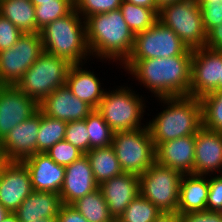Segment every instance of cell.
<instances>
[{
  "label": "cell",
  "instance_id": "37",
  "mask_svg": "<svg viewBox=\"0 0 222 222\" xmlns=\"http://www.w3.org/2000/svg\"><path fill=\"white\" fill-rule=\"evenodd\" d=\"M208 185L206 211L222 212V174L211 176Z\"/></svg>",
  "mask_w": 222,
  "mask_h": 222
},
{
  "label": "cell",
  "instance_id": "33",
  "mask_svg": "<svg viewBox=\"0 0 222 222\" xmlns=\"http://www.w3.org/2000/svg\"><path fill=\"white\" fill-rule=\"evenodd\" d=\"M74 9L73 0H53L35 6L37 33L46 25L69 14Z\"/></svg>",
  "mask_w": 222,
  "mask_h": 222
},
{
  "label": "cell",
  "instance_id": "9",
  "mask_svg": "<svg viewBox=\"0 0 222 222\" xmlns=\"http://www.w3.org/2000/svg\"><path fill=\"white\" fill-rule=\"evenodd\" d=\"M182 173L156 161L139 176L140 194L161 213L177 212Z\"/></svg>",
  "mask_w": 222,
  "mask_h": 222
},
{
  "label": "cell",
  "instance_id": "14",
  "mask_svg": "<svg viewBox=\"0 0 222 222\" xmlns=\"http://www.w3.org/2000/svg\"><path fill=\"white\" fill-rule=\"evenodd\" d=\"M39 110V103L16 86H0V142Z\"/></svg>",
  "mask_w": 222,
  "mask_h": 222
},
{
  "label": "cell",
  "instance_id": "39",
  "mask_svg": "<svg viewBox=\"0 0 222 222\" xmlns=\"http://www.w3.org/2000/svg\"><path fill=\"white\" fill-rule=\"evenodd\" d=\"M202 15L205 31L222 23V3H198Z\"/></svg>",
  "mask_w": 222,
  "mask_h": 222
},
{
  "label": "cell",
  "instance_id": "4",
  "mask_svg": "<svg viewBox=\"0 0 222 222\" xmlns=\"http://www.w3.org/2000/svg\"><path fill=\"white\" fill-rule=\"evenodd\" d=\"M82 19L73 9L41 29L39 33L44 51L65 59L71 65L83 64L84 59L87 61L91 53L87 43L86 22Z\"/></svg>",
  "mask_w": 222,
  "mask_h": 222
},
{
  "label": "cell",
  "instance_id": "43",
  "mask_svg": "<svg viewBox=\"0 0 222 222\" xmlns=\"http://www.w3.org/2000/svg\"><path fill=\"white\" fill-rule=\"evenodd\" d=\"M154 222H182V220L179 213L173 212L162 213Z\"/></svg>",
  "mask_w": 222,
  "mask_h": 222
},
{
  "label": "cell",
  "instance_id": "16",
  "mask_svg": "<svg viewBox=\"0 0 222 222\" xmlns=\"http://www.w3.org/2000/svg\"><path fill=\"white\" fill-rule=\"evenodd\" d=\"M39 110L49 117L69 122L84 120L93 108L64 85L45 97L39 103Z\"/></svg>",
  "mask_w": 222,
  "mask_h": 222
},
{
  "label": "cell",
  "instance_id": "31",
  "mask_svg": "<svg viewBox=\"0 0 222 222\" xmlns=\"http://www.w3.org/2000/svg\"><path fill=\"white\" fill-rule=\"evenodd\" d=\"M161 214L155 205L139 194L116 222H154Z\"/></svg>",
  "mask_w": 222,
  "mask_h": 222
},
{
  "label": "cell",
  "instance_id": "50",
  "mask_svg": "<svg viewBox=\"0 0 222 222\" xmlns=\"http://www.w3.org/2000/svg\"><path fill=\"white\" fill-rule=\"evenodd\" d=\"M47 1H53V0H31L34 6H39L42 4V2H47Z\"/></svg>",
  "mask_w": 222,
  "mask_h": 222
},
{
  "label": "cell",
  "instance_id": "47",
  "mask_svg": "<svg viewBox=\"0 0 222 222\" xmlns=\"http://www.w3.org/2000/svg\"><path fill=\"white\" fill-rule=\"evenodd\" d=\"M10 212L0 204V222H2Z\"/></svg>",
  "mask_w": 222,
  "mask_h": 222
},
{
  "label": "cell",
  "instance_id": "25",
  "mask_svg": "<svg viewBox=\"0 0 222 222\" xmlns=\"http://www.w3.org/2000/svg\"><path fill=\"white\" fill-rule=\"evenodd\" d=\"M0 14L22 33H37L35 6L31 0H0Z\"/></svg>",
  "mask_w": 222,
  "mask_h": 222
},
{
  "label": "cell",
  "instance_id": "11",
  "mask_svg": "<svg viewBox=\"0 0 222 222\" xmlns=\"http://www.w3.org/2000/svg\"><path fill=\"white\" fill-rule=\"evenodd\" d=\"M44 52L40 33L23 34L9 49L0 52V86H16Z\"/></svg>",
  "mask_w": 222,
  "mask_h": 222
},
{
  "label": "cell",
  "instance_id": "46",
  "mask_svg": "<svg viewBox=\"0 0 222 222\" xmlns=\"http://www.w3.org/2000/svg\"><path fill=\"white\" fill-rule=\"evenodd\" d=\"M2 222H20V220L15 213H9Z\"/></svg>",
  "mask_w": 222,
  "mask_h": 222
},
{
  "label": "cell",
  "instance_id": "24",
  "mask_svg": "<svg viewBox=\"0 0 222 222\" xmlns=\"http://www.w3.org/2000/svg\"><path fill=\"white\" fill-rule=\"evenodd\" d=\"M208 177L203 175L183 174L180 182L177 213L206 211L208 197Z\"/></svg>",
  "mask_w": 222,
  "mask_h": 222
},
{
  "label": "cell",
  "instance_id": "40",
  "mask_svg": "<svg viewBox=\"0 0 222 222\" xmlns=\"http://www.w3.org/2000/svg\"><path fill=\"white\" fill-rule=\"evenodd\" d=\"M182 222H222V212L199 211L180 215Z\"/></svg>",
  "mask_w": 222,
  "mask_h": 222
},
{
  "label": "cell",
  "instance_id": "42",
  "mask_svg": "<svg viewBox=\"0 0 222 222\" xmlns=\"http://www.w3.org/2000/svg\"><path fill=\"white\" fill-rule=\"evenodd\" d=\"M57 222H88L80 212L71 205H62L57 215Z\"/></svg>",
  "mask_w": 222,
  "mask_h": 222
},
{
  "label": "cell",
  "instance_id": "23",
  "mask_svg": "<svg viewBox=\"0 0 222 222\" xmlns=\"http://www.w3.org/2000/svg\"><path fill=\"white\" fill-rule=\"evenodd\" d=\"M62 205L57 193L32 191L14 213L20 222L57 218Z\"/></svg>",
  "mask_w": 222,
  "mask_h": 222
},
{
  "label": "cell",
  "instance_id": "32",
  "mask_svg": "<svg viewBox=\"0 0 222 222\" xmlns=\"http://www.w3.org/2000/svg\"><path fill=\"white\" fill-rule=\"evenodd\" d=\"M200 100L202 105V126L222 133V90L206 94Z\"/></svg>",
  "mask_w": 222,
  "mask_h": 222
},
{
  "label": "cell",
  "instance_id": "45",
  "mask_svg": "<svg viewBox=\"0 0 222 222\" xmlns=\"http://www.w3.org/2000/svg\"><path fill=\"white\" fill-rule=\"evenodd\" d=\"M179 1H183V0H155V3H156V6L159 9H161L165 5L172 4Z\"/></svg>",
  "mask_w": 222,
  "mask_h": 222
},
{
  "label": "cell",
  "instance_id": "27",
  "mask_svg": "<svg viewBox=\"0 0 222 222\" xmlns=\"http://www.w3.org/2000/svg\"><path fill=\"white\" fill-rule=\"evenodd\" d=\"M71 206L88 222H116L99 188L77 199Z\"/></svg>",
  "mask_w": 222,
  "mask_h": 222
},
{
  "label": "cell",
  "instance_id": "29",
  "mask_svg": "<svg viewBox=\"0 0 222 222\" xmlns=\"http://www.w3.org/2000/svg\"><path fill=\"white\" fill-rule=\"evenodd\" d=\"M67 122L49 117L41 112L37 138V153H46L57 142L65 139Z\"/></svg>",
  "mask_w": 222,
  "mask_h": 222
},
{
  "label": "cell",
  "instance_id": "13",
  "mask_svg": "<svg viewBox=\"0 0 222 222\" xmlns=\"http://www.w3.org/2000/svg\"><path fill=\"white\" fill-rule=\"evenodd\" d=\"M41 111L16 125L0 142V156L5 161H23L37 153Z\"/></svg>",
  "mask_w": 222,
  "mask_h": 222
},
{
  "label": "cell",
  "instance_id": "36",
  "mask_svg": "<svg viewBox=\"0 0 222 222\" xmlns=\"http://www.w3.org/2000/svg\"><path fill=\"white\" fill-rule=\"evenodd\" d=\"M46 154L57 164L67 166L84 154L65 139L53 145Z\"/></svg>",
  "mask_w": 222,
  "mask_h": 222
},
{
  "label": "cell",
  "instance_id": "22",
  "mask_svg": "<svg viewBox=\"0 0 222 222\" xmlns=\"http://www.w3.org/2000/svg\"><path fill=\"white\" fill-rule=\"evenodd\" d=\"M85 63L84 60L83 64H75L70 67L66 85L74 96L85 101L93 109H97L105 91L94 72L82 68Z\"/></svg>",
  "mask_w": 222,
  "mask_h": 222
},
{
  "label": "cell",
  "instance_id": "6",
  "mask_svg": "<svg viewBox=\"0 0 222 222\" xmlns=\"http://www.w3.org/2000/svg\"><path fill=\"white\" fill-rule=\"evenodd\" d=\"M111 146L124 173L140 176L156 161V149L147 125L114 132Z\"/></svg>",
  "mask_w": 222,
  "mask_h": 222
},
{
  "label": "cell",
  "instance_id": "7",
  "mask_svg": "<svg viewBox=\"0 0 222 222\" xmlns=\"http://www.w3.org/2000/svg\"><path fill=\"white\" fill-rule=\"evenodd\" d=\"M142 98L127 86H121L106 90L97 110L114 132L140 129L146 108Z\"/></svg>",
  "mask_w": 222,
  "mask_h": 222
},
{
  "label": "cell",
  "instance_id": "5",
  "mask_svg": "<svg viewBox=\"0 0 222 222\" xmlns=\"http://www.w3.org/2000/svg\"><path fill=\"white\" fill-rule=\"evenodd\" d=\"M71 66L65 59L44 51L24 73L16 87L40 103L55 89L66 85Z\"/></svg>",
  "mask_w": 222,
  "mask_h": 222
},
{
  "label": "cell",
  "instance_id": "35",
  "mask_svg": "<svg viewBox=\"0 0 222 222\" xmlns=\"http://www.w3.org/2000/svg\"><path fill=\"white\" fill-rule=\"evenodd\" d=\"M84 120L69 121L66 125L65 140L79 149L83 154L89 152V135Z\"/></svg>",
  "mask_w": 222,
  "mask_h": 222
},
{
  "label": "cell",
  "instance_id": "17",
  "mask_svg": "<svg viewBox=\"0 0 222 222\" xmlns=\"http://www.w3.org/2000/svg\"><path fill=\"white\" fill-rule=\"evenodd\" d=\"M221 169L222 133L202 126L195 134L194 175H216L222 173Z\"/></svg>",
  "mask_w": 222,
  "mask_h": 222
},
{
  "label": "cell",
  "instance_id": "21",
  "mask_svg": "<svg viewBox=\"0 0 222 222\" xmlns=\"http://www.w3.org/2000/svg\"><path fill=\"white\" fill-rule=\"evenodd\" d=\"M155 149L158 164L182 174H194L195 135L160 143Z\"/></svg>",
  "mask_w": 222,
  "mask_h": 222
},
{
  "label": "cell",
  "instance_id": "2",
  "mask_svg": "<svg viewBox=\"0 0 222 222\" xmlns=\"http://www.w3.org/2000/svg\"><path fill=\"white\" fill-rule=\"evenodd\" d=\"M87 43L92 56L123 63L130 55L135 35L120 9L89 16L86 20Z\"/></svg>",
  "mask_w": 222,
  "mask_h": 222
},
{
  "label": "cell",
  "instance_id": "10",
  "mask_svg": "<svg viewBox=\"0 0 222 222\" xmlns=\"http://www.w3.org/2000/svg\"><path fill=\"white\" fill-rule=\"evenodd\" d=\"M192 52L172 29L158 20L147 30L135 34L132 51L126 60L168 58L192 55Z\"/></svg>",
  "mask_w": 222,
  "mask_h": 222
},
{
  "label": "cell",
  "instance_id": "34",
  "mask_svg": "<svg viewBox=\"0 0 222 222\" xmlns=\"http://www.w3.org/2000/svg\"><path fill=\"white\" fill-rule=\"evenodd\" d=\"M74 9L86 20L89 16L119 9L122 0H73Z\"/></svg>",
  "mask_w": 222,
  "mask_h": 222
},
{
  "label": "cell",
  "instance_id": "15",
  "mask_svg": "<svg viewBox=\"0 0 222 222\" xmlns=\"http://www.w3.org/2000/svg\"><path fill=\"white\" fill-rule=\"evenodd\" d=\"M32 191L27 167L20 161H6L0 170V204L14 213Z\"/></svg>",
  "mask_w": 222,
  "mask_h": 222
},
{
  "label": "cell",
  "instance_id": "44",
  "mask_svg": "<svg viewBox=\"0 0 222 222\" xmlns=\"http://www.w3.org/2000/svg\"><path fill=\"white\" fill-rule=\"evenodd\" d=\"M137 6H143L149 9H159L156 6L155 0H125Z\"/></svg>",
  "mask_w": 222,
  "mask_h": 222
},
{
  "label": "cell",
  "instance_id": "49",
  "mask_svg": "<svg viewBox=\"0 0 222 222\" xmlns=\"http://www.w3.org/2000/svg\"><path fill=\"white\" fill-rule=\"evenodd\" d=\"M197 3H218L221 4L222 0H195Z\"/></svg>",
  "mask_w": 222,
  "mask_h": 222
},
{
  "label": "cell",
  "instance_id": "38",
  "mask_svg": "<svg viewBox=\"0 0 222 222\" xmlns=\"http://www.w3.org/2000/svg\"><path fill=\"white\" fill-rule=\"evenodd\" d=\"M23 34L10 20L0 14V52L11 48Z\"/></svg>",
  "mask_w": 222,
  "mask_h": 222
},
{
  "label": "cell",
  "instance_id": "3",
  "mask_svg": "<svg viewBox=\"0 0 222 222\" xmlns=\"http://www.w3.org/2000/svg\"><path fill=\"white\" fill-rule=\"evenodd\" d=\"M165 110L147 122L155 148L163 142L195 135L202 127L200 98L176 96L158 98Z\"/></svg>",
  "mask_w": 222,
  "mask_h": 222
},
{
  "label": "cell",
  "instance_id": "12",
  "mask_svg": "<svg viewBox=\"0 0 222 222\" xmlns=\"http://www.w3.org/2000/svg\"><path fill=\"white\" fill-rule=\"evenodd\" d=\"M222 51L197 48L192 52L190 96L201 98L220 91Z\"/></svg>",
  "mask_w": 222,
  "mask_h": 222
},
{
  "label": "cell",
  "instance_id": "48",
  "mask_svg": "<svg viewBox=\"0 0 222 222\" xmlns=\"http://www.w3.org/2000/svg\"><path fill=\"white\" fill-rule=\"evenodd\" d=\"M29 222H57V218H42L40 220H34Z\"/></svg>",
  "mask_w": 222,
  "mask_h": 222
},
{
  "label": "cell",
  "instance_id": "52",
  "mask_svg": "<svg viewBox=\"0 0 222 222\" xmlns=\"http://www.w3.org/2000/svg\"><path fill=\"white\" fill-rule=\"evenodd\" d=\"M6 161L0 156V170L2 168V165L5 163Z\"/></svg>",
  "mask_w": 222,
  "mask_h": 222
},
{
  "label": "cell",
  "instance_id": "8",
  "mask_svg": "<svg viewBox=\"0 0 222 222\" xmlns=\"http://www.w3.org/2000/svg\"><path fill=\"white\" fill-rule=\"evenodd\" d=\"M158 20L178 35L189 49L205 47V31L200 5L195 0H183L163 6Z\"/></svg>",
  "mask_w": 222,
  "mask_h": 222
},
{
  "label": "cell",
  "instance_id": "28",
  "mask_svg": "<svg viewBox=\"0 0 222 222\" xmlns=\"http://www.w3.org/2000/svg\"><path fill=\"white\" fill-rule=\"evenodd\" d=\"M129 29L135 35L145 31L158 21L160 9H149L122 0L119 8Z\"/></svg>",
  "mask_w": 222,
  "mask_h": 222
},
{
  "label": "cell",
  "instance_id": "18",
  "mask_svg": "<svg viewBox=\"0 0 222 222\" xmlns=\"http://www.w3.org/2000/svg\"><path fill=\"white\" fill-rule=\"evenodd\" d=\"M98 188L99 184L94 179L93 171L85 154L65 166L64 182L59 192L64 205H71L77 199Z\"/></svg>",
  "mask_w": 222,
  "mask_h": 222
},
{
  "label": "cell",
  "instance_id": "20",
  "mask_svg": "<svg viewBox=\"0 0 222 222\" xmlns=\"http://www.w3.org/2000/svg\"><path fill=\"white\" fill-rule=\"evenodd\" d=\"M99 189L116 221L132 200L140 194L139 176L123 173L99 184Z\"/></svg>",
  "mask_w": 222,
  "mask_h": 222
},
{
  "label": "cell",
  "instance_id": "30",
  "mask_svg": "<svg viewBox=\"0 0 222 222\" xmlns=\"http://www.w3.org/2000/svg\"><path fill=\"white\" fill-rule=\"evenodd\" d=\"M86 127L89 135V151L94 148L111 146L114 131L105 122L97 109H93L86 117Z\"/></svg>",
  "mask_w": 222,
  "mask_h": 222
},
{
  "label": "cell",
  "instance_id": "1",
  "mask_svg": "<svg viewBox=\"0 0 222 222\" xmlns=\"http://www.w3.org/2000/svg\"><path fill=\"white\" fill-rule=\"evenodd\" d=\"M191 59L192 55H177L125 60L121 65L157 98L190 96Z\"/></svg>",
  "mask_w": 222,
  "mask_h": 222
},
{
  "label": "cell",
  "instance_id": "41",
  "mask_svg": "<svg viewBox=\"0 0 222 222\" xmlns=\"http://www.w3.org/2000/svg\"><path fill=\"white\" fill-rule=\"evenodd\" d=\"M205 48L222 51V23L207 32Z\"/></svg>",
  "mask_w": 222,
  "mask_h": 222
},
{
  "label": "cell",
  "instance_id": "19",
  "mask_svg": "<svg viewBox=\"0 0 222 222\" xmlns=\"http://www.w3.org/2000/svg\"><path fill=\"white\" fill-rule=\"evenodd\" d=\"M28 169L33 191L59 194L65 177V166L54 162L46 153H36L21 161Z\"/></svg>",
  "mask_w": 222,
  "mask_h": 222
},
{
  "label": "cell",
  "instance_id": "26",
  "mask_svg": "<svg viewBox=\"0 0 222 222\" xmlns=\"http://www.w3.org/2000/svg\"><path fill=\"white\" fill-rule=\"evenodd\" d=\"M85 155L89 160L94 179L98 184L124 173L112 146L94 148Z\"/></svg>",
  "mask_w": 222,
  "mask_h": 222
},
{
  "label": "cell",
  "instance_id": "51",
  "mask_svg": "<svg viewBox=\"0 0 222 222\" xmlns=\"http://www.w3.org/2000/svg\"><path fill=\"white\" fill-rule=\"evenodd\" d=\"M222 90V66H221V72H220V91Z\"/></svg>",
  "mask_w": 222,
  "mask_h": 222
}]
</instances>
